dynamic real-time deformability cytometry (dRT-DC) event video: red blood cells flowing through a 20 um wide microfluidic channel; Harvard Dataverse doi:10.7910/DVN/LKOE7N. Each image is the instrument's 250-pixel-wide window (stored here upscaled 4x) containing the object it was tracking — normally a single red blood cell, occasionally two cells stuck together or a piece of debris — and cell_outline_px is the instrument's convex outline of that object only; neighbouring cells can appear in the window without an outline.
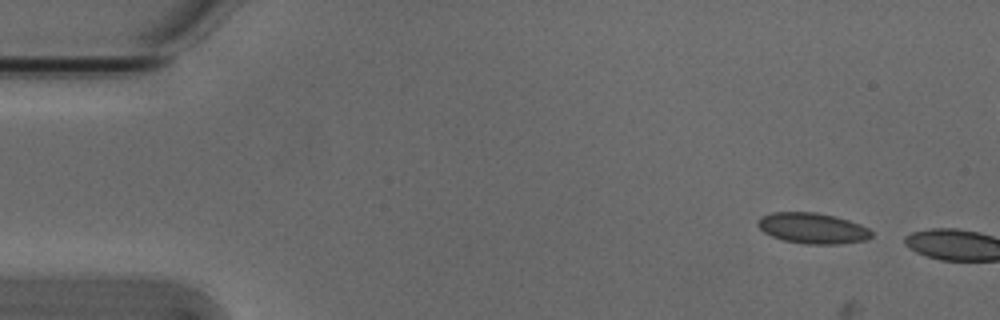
{"species": "Egyptian fruit bat (a non-hibernating species)", "species_latin": "Rousettus aegyptiacus", "temperature_condition": "cold", "stored_images_in_passage": 6, "camera_frame_rate_fps": 3000, "um_per_image_px": 0.085, "animal": {"sex": "male"}, "frame": {"image": 1, "passage_image": 1, "time_ms": 0.0, "image_size_px": [1000, 320], "cell_outline_px": [[872, 236], [868, 240], [840, 244], [808, 244], [784, 240], [772, 236], [764, 232], [756, 224], [760, 216], [772, 212], [816, 212], [836, 216], [860, 224], [868, 228], [872, 232]], "centroid_in_image_um": [69.08, 19.39], "position_along_channel_um": 15.9, "area_um2": 20.46}}